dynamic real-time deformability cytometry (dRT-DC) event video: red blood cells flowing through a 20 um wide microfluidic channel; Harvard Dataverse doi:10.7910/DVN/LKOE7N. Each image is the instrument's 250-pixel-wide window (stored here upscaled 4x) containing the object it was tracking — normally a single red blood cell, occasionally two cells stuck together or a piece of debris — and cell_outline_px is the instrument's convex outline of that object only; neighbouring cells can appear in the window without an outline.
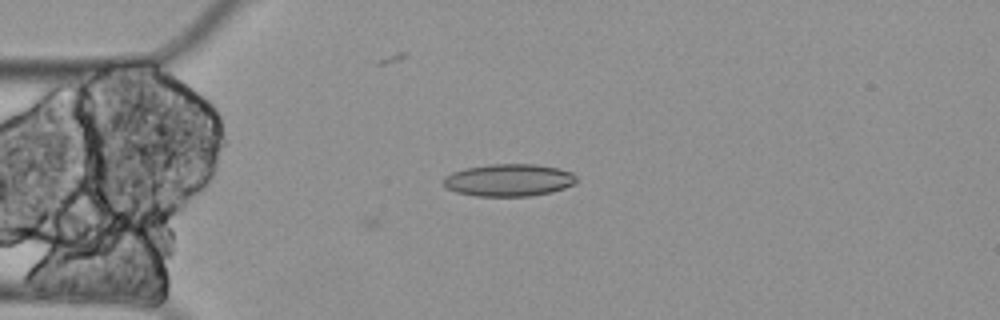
{"species": "Egyptian fruit bat (a non-hibernating species)", "species_latin": "Rousettus aegyptiacus", "temperature_condition": "cold", "stored_images_in_passage": 4, "camera_frame_rate_fps": 3000, "um_per_image_px": 0.085, "animal": {"sex": "female"}, "frame": {"image": 1, "passage_image": 3, "time_ms": 0.667, "image_size_px": [1000, 320], "cell_outline_px": [[576, 184], [552, 192], [532, 196], [476, 196], [456, 192], [448, 188], [444, 184], [444, 176], [452, 172], [464, 168], [492, 164], [536, 164], [560, 168], [572, 172], [576, 176]], "centroid_in_image_um": [43.28, 15.31], "position_along_channel_um": 41.7, "area_um2": 25.26}}